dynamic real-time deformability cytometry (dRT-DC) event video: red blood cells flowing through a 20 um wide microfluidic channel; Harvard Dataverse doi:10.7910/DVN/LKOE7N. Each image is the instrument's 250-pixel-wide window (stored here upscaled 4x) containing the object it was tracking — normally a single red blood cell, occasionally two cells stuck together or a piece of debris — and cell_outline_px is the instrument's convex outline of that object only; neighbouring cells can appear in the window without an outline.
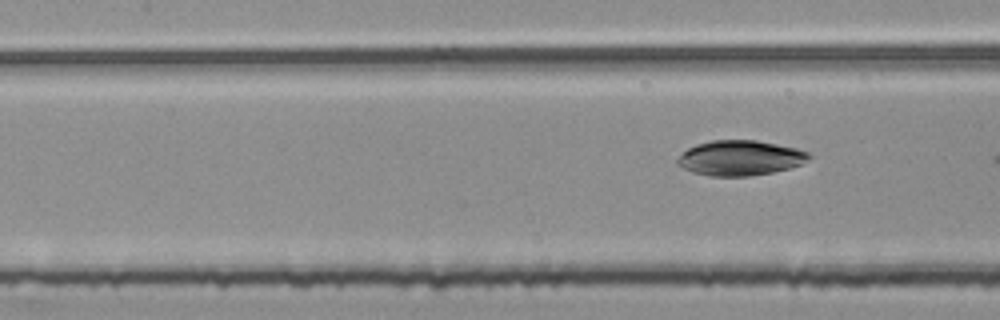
{"species": "common noctule bat (a hibernating species)", "species_latin": "Nyctalus noctula", "temperature_condition": "room temperature", "stored_images_in_passage": 7, "segment_of_instrument_passage": [2, 2], "camera_frame_rate_fps": 3000, "um_per_image_px": 0.085, "animal": {"sex": "female", "body_mass_g": 25.1}, "frame": {"image": 1, "passage_image": 7, "time_ms": 2.0, "image_size_px": [1000, 320], "cell_outline_px": [[812, 156], [808, 160], [800, 164], [788, 168], [772, 172], [748, 176], [712, 176], [692, 172], [684, 168], [676, 160], [688, 148], [696, 144], [712, 140], [756, 140], [796, 148], [808, 152]], "centroid_in_image_um": [62.92, 13.42], "position_along_channel_um": 144.5, "area_um2": 26.59}}